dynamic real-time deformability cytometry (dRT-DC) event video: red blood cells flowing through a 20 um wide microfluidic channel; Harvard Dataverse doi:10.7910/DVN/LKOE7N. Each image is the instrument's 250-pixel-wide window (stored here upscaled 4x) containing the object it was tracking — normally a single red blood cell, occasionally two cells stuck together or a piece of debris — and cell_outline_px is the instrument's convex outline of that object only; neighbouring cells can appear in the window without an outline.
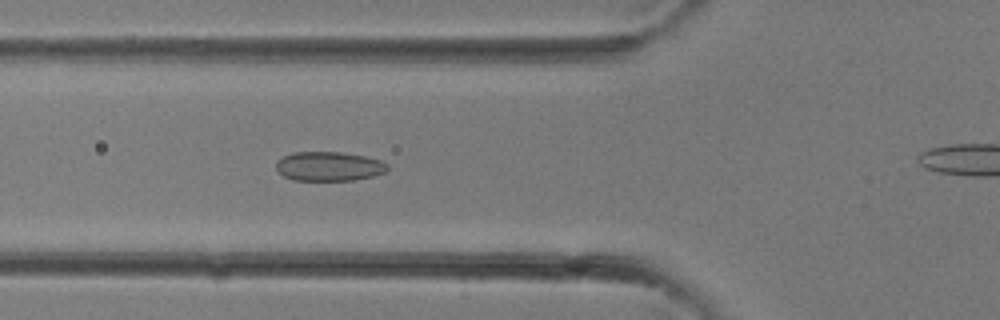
{"species": "common noctule bat (a hibernating species)", "species_latin": "Nyctalus noctula", "temperature_condition": "room temperature", "stored_images_in_passage": 34, "camera_frame_rate_fps": 3000, "um_per_image_px": 0.085, "animal": {"sex": "female"}, "frame": {"image": 1, "passage_image": 12, "time_ms": 3.667, "image_size_px": [1000, 320], "cell_outline_px": [[388, 168], [384, 172], [372, 176], [356, 180], [292, 180], [284, 176], [276, 168], [276, 160], [292, 152], [340, 152], [364, 156], [380, 160], [388, 164]], "centroid_in_image_um": [27.94, 14.13], "position_along_channel_um": 97.9, "area_um2": 18.96}}
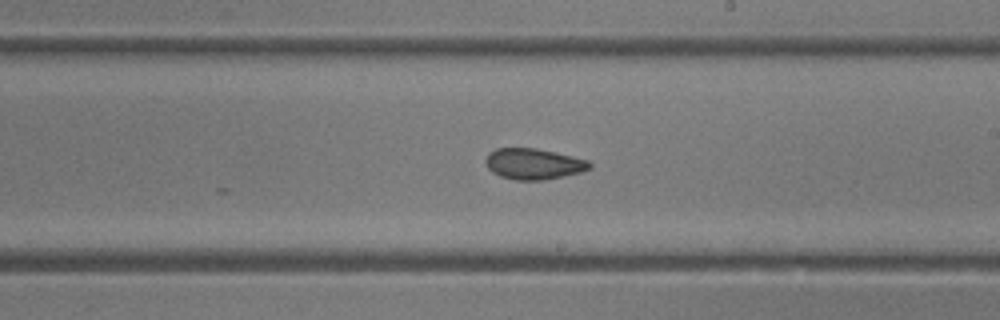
{"frame": {"image": 2, "passage_image": 19, "time_ms": 6.0, "image_size_px": [1000, 320], "cell_outline_px": [[592, 168], [580, 172], [564, 176], [544, 180], [516, 180], [500, 176], [492, 172], [488, 168], [484, 160], [488, 152], [496, 148], [536, 148], [556, 152], [588, 160], [592, 164]], "centroid_in_image_um": [45.34, 13.92], "position_along_channel_um": 243.7, "area_um2": 18.9}}
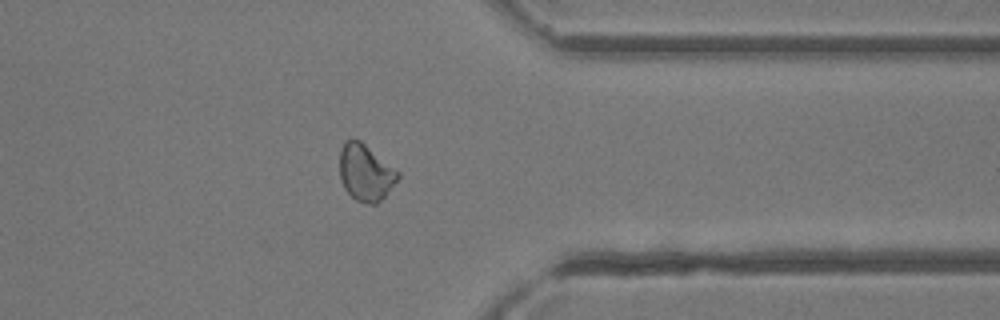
{"frame": {"image": 3, "passage_image": 26, "time_ms": 8.333, "image_size_px": [1000, 320], "cell_outline_px": [[400, 176], [384, 196], [376, 204], [368, 204], [356, 200], [344, 188], [340, 180], [340, 152], [344, 140], [360, 140], [400, 172]], "centroid_in_image_um": [31.06, 14.66], "position_along_channel_um": 380.3, "area_um2": 19.02}}